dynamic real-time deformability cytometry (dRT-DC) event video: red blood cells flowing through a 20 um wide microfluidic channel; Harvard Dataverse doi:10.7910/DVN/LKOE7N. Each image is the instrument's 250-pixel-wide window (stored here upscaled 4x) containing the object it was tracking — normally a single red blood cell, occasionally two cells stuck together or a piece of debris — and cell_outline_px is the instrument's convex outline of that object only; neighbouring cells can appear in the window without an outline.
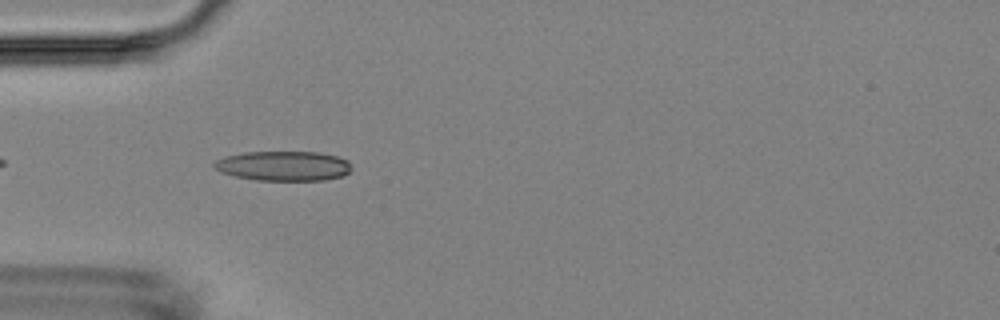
{"species": "Egyptian fruit bat (a non-hibernating species)", "species_latin": "Rousettus aegyptiacus", "temperature_condition": "room temperature", "stored_images_in_passage": 9, "camera_frame_rate_fps": 3000, "um_per_image_px": 0.085, "animal": {"sex": "female"}, "frame": {"image": 1, "passage_image": 4, "time_ms": 3.333, "image_size_px": [1000, 320], "cell_outline_px": [[352, 168], [344, 176], [324, 180], [256, 180], [236, 176], [220, 172], [212, 168], [212, 164], [216, 160], [224, 156], [244, 152], [316, 152], [336, 156], [348, 160]], "centroid_in_image_um": [24.07, 14.1], "position_along_channel_um": 60.9, "area_um2": 23.93}}
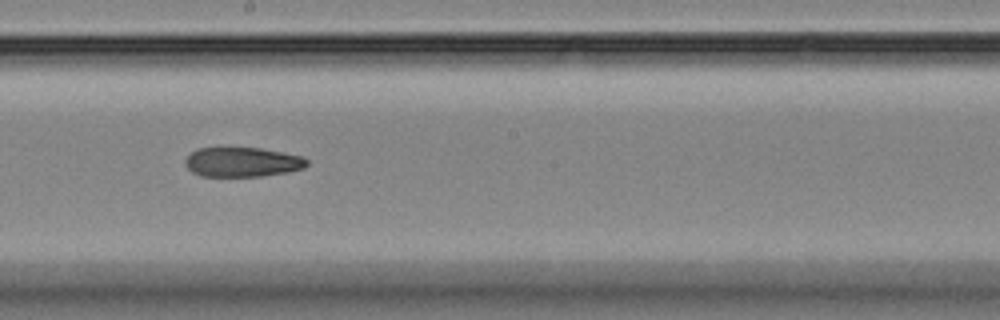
{"frame": {"image": 2, "passage_image": 8, "time_ms": 8.0, "image_size_px": [1000, 320], "cell_outline_px": [[308, 164], [304, 168], [288, 172], [260, 176], [200, 176], [192, 172], [184, 164], [184, 160], [196, 148], [260, 148], [304, 156], [308, 160]], "centroid_in_image_um": [20.61, 13.77], "position_along_channel_um": 227.6, "area_um2": 21.04}}
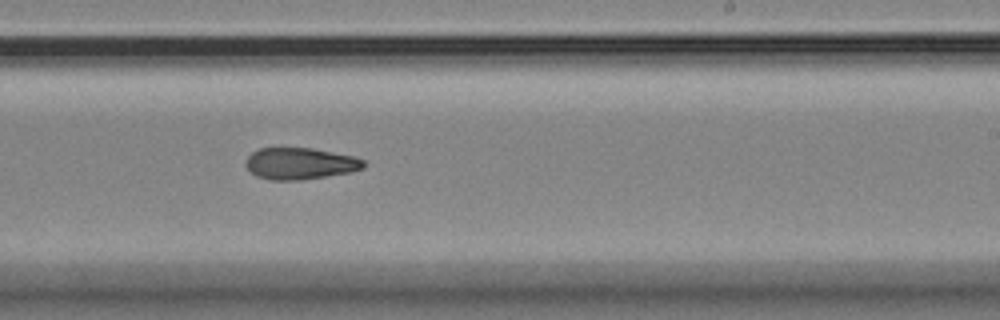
{"frame": {"image": 3, "passage_image": 9, "time_ms": 9.0, "image_size_px": [1000, 320], "cell_outline_px": [[364, 168], [352, 172], [300, 180], [268, 180], [256, 176], [244, 164], [248, 156], [252, 152], [260, 148], [312, 148], [356, 156], [364, 160]], "centroid_in_image_um": [25.52, 13.9], "position_along_channel_um": 263.5, "area_um2": 21.85}}